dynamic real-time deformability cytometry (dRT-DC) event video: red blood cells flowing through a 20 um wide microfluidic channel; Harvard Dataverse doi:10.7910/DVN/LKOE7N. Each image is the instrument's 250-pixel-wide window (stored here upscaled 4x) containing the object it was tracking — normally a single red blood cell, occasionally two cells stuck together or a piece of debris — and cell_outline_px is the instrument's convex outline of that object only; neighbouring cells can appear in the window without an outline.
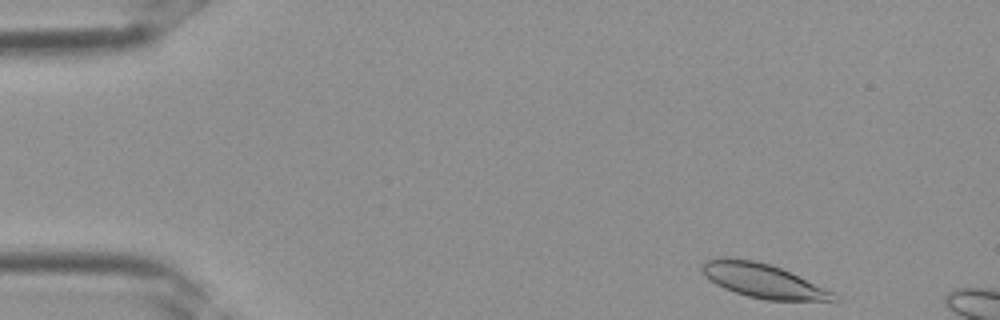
{"species": "Egyptian fruit bat (a non-hibernating species)", "species_latin": "Rousettus aegyptiacus", "temperature_condition": "room temperature", "stored_images_in_passage": 8, "camera_frame_rate_fps": 3000, "um_per_image_px": 0.085, "frame": {"image": 1, "passage_image": 1, "time_ms": 0.0, "image_size_px": [1000, 320], "cell_outline_px": [[840, 300], [768, 300], [748, 296], [724, 288], [716, 284], [704, 276], [700, 268], [700, 264], [704, 260], [724, 256], [728, 256], [752, 260], [768, 264], [780, 268], [832, 292]], "centroid_in_image_um": [64.72, 23.83], "position_along_channel_um": 20.3, "area_um2": 25.78}}